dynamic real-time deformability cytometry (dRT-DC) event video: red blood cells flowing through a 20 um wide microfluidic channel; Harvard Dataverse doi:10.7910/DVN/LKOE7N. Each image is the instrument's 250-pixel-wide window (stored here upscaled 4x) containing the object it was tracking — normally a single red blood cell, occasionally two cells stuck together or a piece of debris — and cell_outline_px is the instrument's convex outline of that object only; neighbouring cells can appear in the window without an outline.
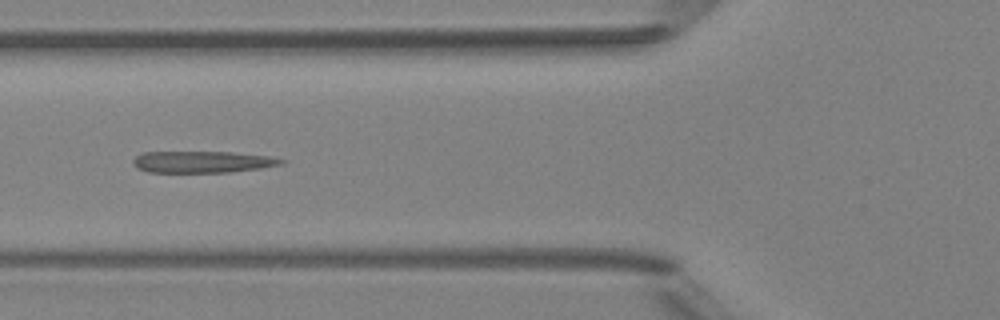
{"species": "Egyptian fruit bat (a non-hibernating species)", "species_latin": "Rousettus aegyptiacus", "temperature_condition": "room temperature", "stored_images_in_passage": 5, "camera_frame_rate_fps": 3000, "um_per_image_px": 0.085, "animal": {"sex": "female"}, "frame": {"image": 1, "passage_image": 5, "time_ms": 4.667, "image_size_px": [1000, 320], "cell_outline_px": [[288, 160], [284, 164], [264, 168], [232, 172], [148, 172], [136, 168], [132, 164], [132, 160], [136, 156], [144, 152], [232, 152], [268, 156]], "centroid_in_image_um": [17.24, 13.76], "position_along_channel_um": 108.6, "area_um2": 18.9}}